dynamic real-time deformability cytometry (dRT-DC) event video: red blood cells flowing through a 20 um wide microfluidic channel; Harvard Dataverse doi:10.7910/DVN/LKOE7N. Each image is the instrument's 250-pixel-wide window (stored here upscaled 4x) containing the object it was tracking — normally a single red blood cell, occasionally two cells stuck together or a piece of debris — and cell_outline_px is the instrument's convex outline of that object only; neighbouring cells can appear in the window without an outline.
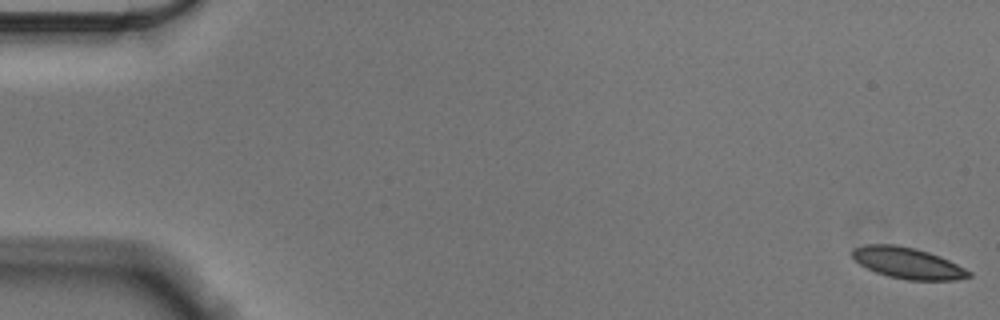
{"species": "Egyptian fruit bat (a non-hibernating species)", "species_latin": "Rousettus aegyptiacus", "temperature_condition": "cold", "stored_images_in_passage": 58, "camera_frame_rate_fps": 3000, "um_per_image_px": 0.085, "animal": {"sex": "male"}, "frame": {"image": 1, "passage_image": 1, "time_ms": 0.0, "image_size_px": [1000, 320], "cell_outline_px": [[972, 276], [956, 280], [908, 280], [888, 276], [876, 272], [860, 264], [852, 256], [852, 248], [864, 244], [896, 244], [916, 248], [940, 256], [972, 272]], "centroid_in_image_um": [77.15, 22.35], "position_along_channel_um": 7.9, "area_um2": 21.15}}
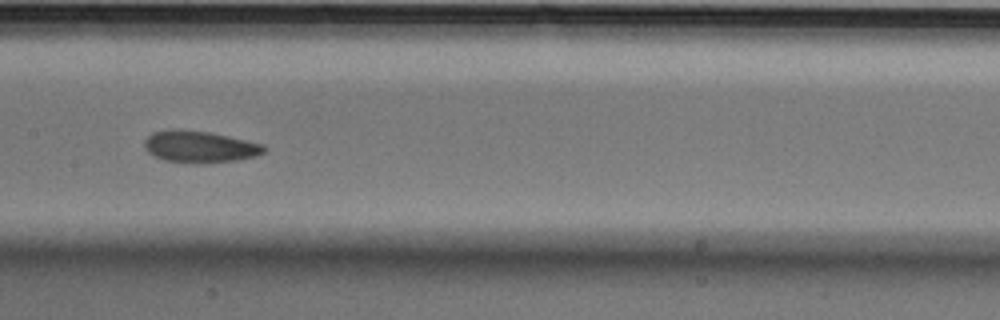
{"frame": {"image": 2, "passage_image": 29, "time_ms": 9.333, "image_size_px": [1000, 320], "cell_outline_px": [[268, 148], [264, 152], [256, 156], [236, 160], [208, 164], [204, 164], [164, 160], [152, 156], [144, 148], [144, 140], [152, 132], [208, 132], [228, 136], [264, 144]], "centroid_in_image_um": [17.03, 12.53], "position_along_channel_um": 190.4, "area_um2": 21.62}}
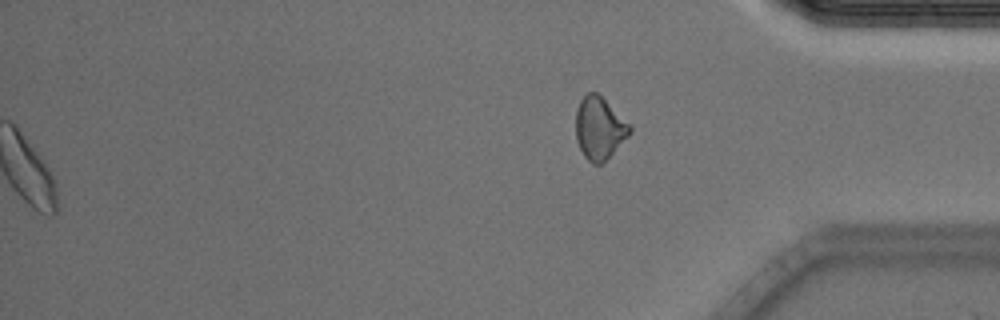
{"frame": {"image": 3, "passage_image": 58, "time_ms": 19.0, "image_size_px": [1000, 320], "cell_outline_px": [[632, 132], [604, 164], [592, 164], [584, 156], [576, 140], [576, 112], [580, 100], [588, 92], [596, 92], [632, 128]], "centroid_in_image_um": [50.93, 10.95], "position_along_channel_um": 384.3, "area_um2": 19.42}, "authors_computed_cell_mechanics": {"area_um2": 21.5016, "velocity_mm_per_s": 3.5328, "shape_relaxation_time_tau1_ms": 3.411, "shape_relaxation_time_tau2_ms": 5.2854, "deformation_change_tau1": 0.0787, "deformation_change_tau2": 0.0811}}